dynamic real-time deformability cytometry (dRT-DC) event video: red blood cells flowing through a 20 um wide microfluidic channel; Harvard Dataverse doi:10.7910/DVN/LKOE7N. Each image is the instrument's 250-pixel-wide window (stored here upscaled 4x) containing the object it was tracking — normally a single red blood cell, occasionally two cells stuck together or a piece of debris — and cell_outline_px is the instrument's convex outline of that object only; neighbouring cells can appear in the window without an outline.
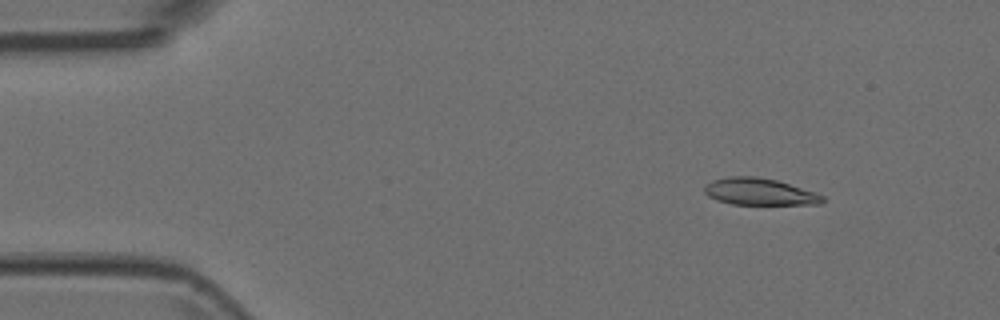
{"species": "Egyptian fruit bat (a non-hibernating species)", "species_latin": "Rousettus aegyptiacus", "temperature_condition": "room temperature", "stored_images_in_passage": 4, "camera_frame_rate_fps": 3000, "um_per_image_px": 0.085, "animal": {"sex": "female"}, "frame": {"image": 1, "passage_image": 1, "time_ms": 0.0, "image_size_px": [1000, 320], "cell_outline_px": [[824, 200], [820, 204], [732, 204], [716, 200], [708, 196], [704, 192], [704, 184], [712, 180], [728, 176], [752, 176], [776, 180], [816, 192], [824, 196]], "centroid_in_image_um": [64.52, 16.29], "position_along_channel_um": 20.5, "area_um2": 18.5}}
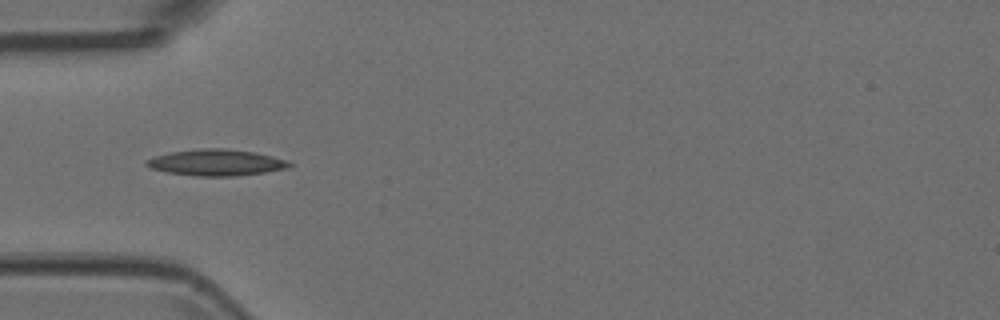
{"frame": {"image": 2, "passage_image": 4, "time_ms": 1.0, "image_size_px": [1000, 320], "cell_outline_px": [[292, 164], [288, 168], [264, 172], [232, 176], [196, 176], [164, 172], [152, 168], [144, 164], [144, 160], [152, 156], [172, 152], [204, 148], [224, 148], [256, 152], [272, 156], [284, 160]], "centroid_in_image_um": [18.32, 13.81], "position_along_channel_um": 66.7, "area_um2": 21.85}}